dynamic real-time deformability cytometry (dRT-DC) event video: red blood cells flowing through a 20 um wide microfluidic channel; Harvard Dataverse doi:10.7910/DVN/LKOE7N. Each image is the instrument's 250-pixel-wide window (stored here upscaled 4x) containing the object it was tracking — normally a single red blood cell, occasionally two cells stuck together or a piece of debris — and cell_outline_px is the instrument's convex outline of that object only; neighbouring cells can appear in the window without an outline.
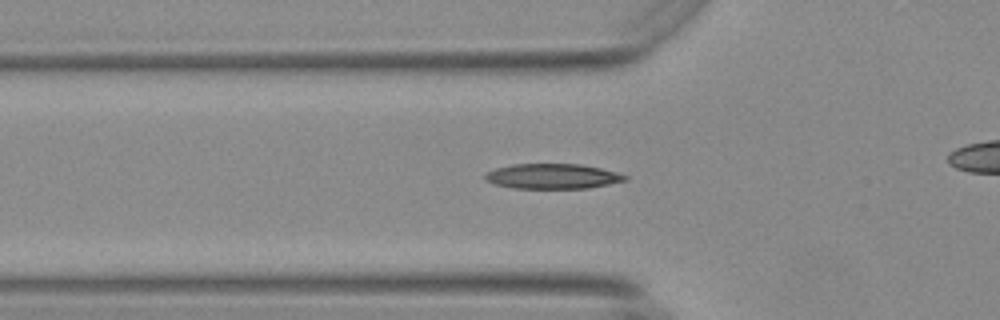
{"species": "Egyptian fruit bat (a non-hibernating species)", "species_latin": "Rousettus aegyptiacus", "temperature_condition": "warm", "stored_images_in_passage": 40, "camera_frame_rate_fps": 3000, "um_per_image_px": 0.085, "animal": {"sex": "female"}, "frame": {"image": 1, "passage_image": 11, "time_ms": 3.333, "image_size_px": [1000, 320], "cell_outline_px": [[628, 180], [588, 188], [516, 188], [496, 184], [484, 180], [484, 176], [488, 172], [496, 168], [512, 164], [580, 164], [600, 168], [616, 172], [628, 176]], "centroid_in_image_um": [46.98, 14.98], "position_along_channel_um": 78.8, "area_um2": 20.29}}
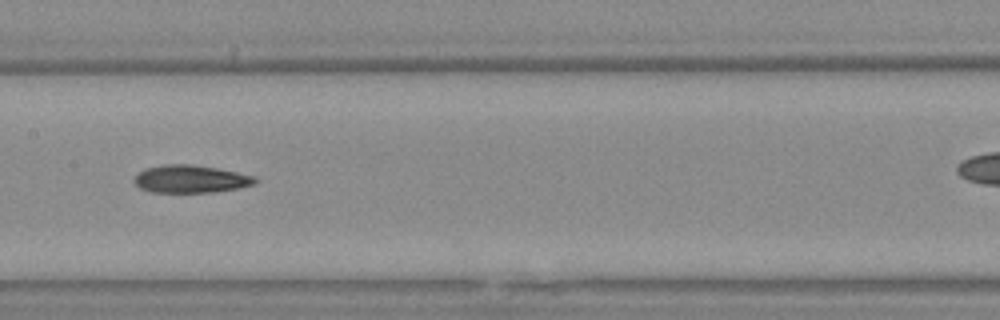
{"frame": {"image": 2, "passage_image": 20, "time_ms": 6.333, "image_size_px": [1000, 320], "cell_outline_px": [[256, 184], [236, 188], [212, 192], [148, 192], [140, 188], [132, 180], [144, 168], [164, 164], [192, 164], [216, 168], [256, 176]], "centroid_in_image_um": [16.17, 15.21], "position_along_channel_um": 191.2, "area_um2": 19.48}}
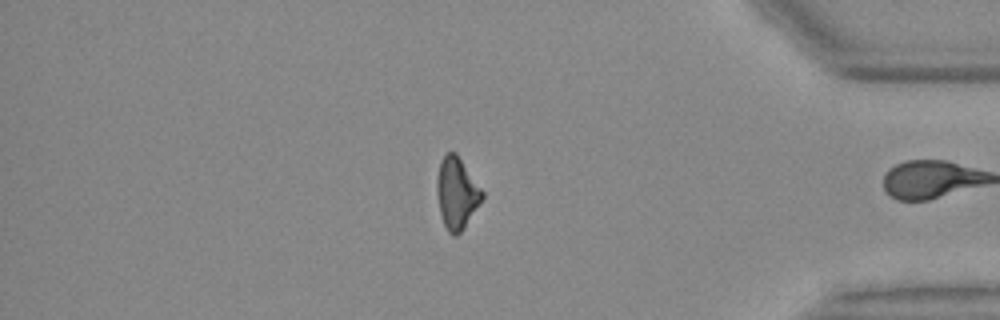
{"frame": {"image": 3, "passage_image": 39, "time_ms": 12.667, "image_size_px": [1000, 320], "cell_outline_px": [[484, 196], [464, 228], [456, 236], [452, 236], [448, 232], [444, 224], [440, 212], [436, 192], [436, 180], [440, 160], [448, 152], [456, 152], [484, 192]], "centroid_in_image_um": [38.81, 16.41], "position_along_channel_um": 396.4, "area_um2": 18.84}, "authors_computed_cell_mechanics": {"area_um2": 19.5075, "velocity_mm_per_s": 3.7246, "shape_relaxation_time_tau1_ms": 6.1397, "shape_relaxation_time_tau2_ms": 6.478, "deformation_change_tau1": 0.1648, "deformation_change_tau2": 0.1606}}